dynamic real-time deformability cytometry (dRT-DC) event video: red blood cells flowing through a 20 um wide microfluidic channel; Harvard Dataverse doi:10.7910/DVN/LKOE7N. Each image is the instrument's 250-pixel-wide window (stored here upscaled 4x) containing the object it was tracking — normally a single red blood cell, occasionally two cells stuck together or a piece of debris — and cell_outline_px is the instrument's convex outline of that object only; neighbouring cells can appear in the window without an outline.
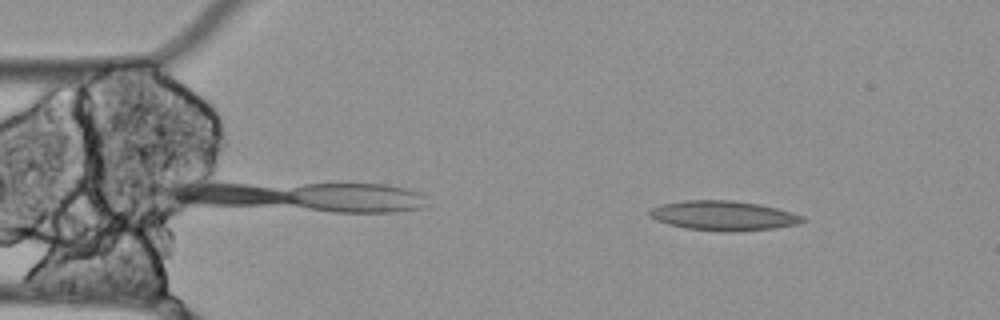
{"species": "Egyptian fruit bat (a non-hibernating species)", "species_latin": "Rousettus aegyptiacus", "temperature_condition": "cold", "stored_images_in_passage": 55, "camera_frame_rate_fps": 3000, "um_per_image_px": 0.085, "animal": {"sex": "female"}, "frame": {"image": 1, "passage_image": 6, "time_ms": 1.667, "image_size_px": [1000, 320], "cell_outline_px": [[808, 220], [800, 224], [776, 228], [736, 232], [724, 232], [688, 228], [668, 224], [656, 220], [648, 216], [648, 208], [664, 204], [684, 200], [732, 200], [760, 204], [792, 212], [804, 216]], "centroid_in_image_um": [61.53, 18.33], "position_along_channel_um": 23.5, "area_um2": 26.76}}
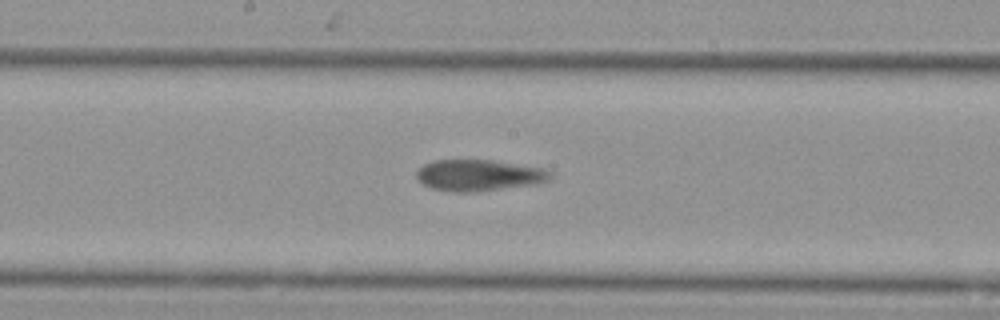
{"frame": {"image": 2, "passage_image": 27, "time_ms": 8.667, "image_size_px": [1000, 320], "cell_outline_px": [[552, 176], [548, 180], [536, 184], [476, 192], [452, 192], [432, 188], [416, 180], [416, 172], [424, 164], [432, 160], [492, 160], [544, 168], [552, 172]], "centroid_in_image_um": [40.7, 14.9], "position_along_channel_um": 207.5, "area_um2": 24.57}}
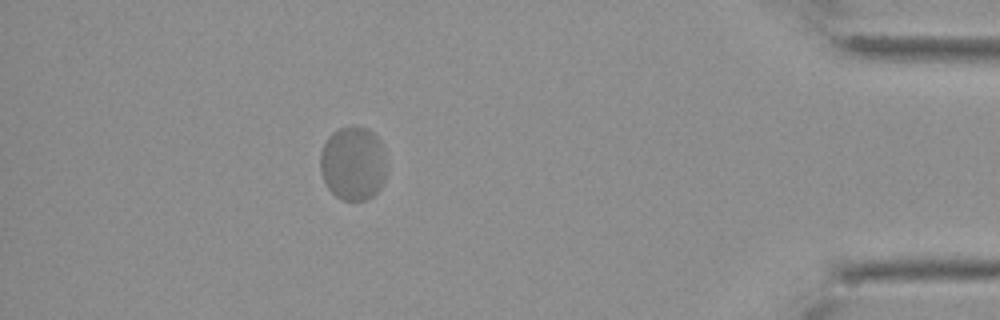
{"frame": {"image": 3, "passage_image": 49, "time_ms": 16.0, "image_size_px": [1000, 320], "cell_outline_px": [[384, 180], [380, 188], [368, 200], [344, 200], [336, 196], [328, 188], [320, 172], [320, 152], [328, 136], [332, 132], [340, 128], [368, 128], [380, 140], [384, 148]], "centroid_in_image_um": [29.99, 13.9], "position_along_channel_um": 405.2, "area_um2": 28.38}}